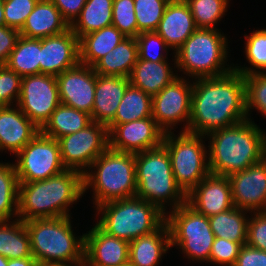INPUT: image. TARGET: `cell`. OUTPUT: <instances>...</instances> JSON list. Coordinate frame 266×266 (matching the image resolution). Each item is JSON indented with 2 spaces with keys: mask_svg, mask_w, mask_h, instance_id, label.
Returning <instances> with one entry per match:
<instances>
[{
  "mask_svg": "<svg viewBox=\"0 0 266 266\" xmlns=\"http://www.w3.org/2000/svg\"><path fill=\"white\" fill-rule=\"evenodd\" d=\"M152 117L131 121L122 124H109V148L126 153H138L159 147L163 144L165 131H163ZM111 133V134H110Z\"/></svg>",
  "mask_w": 266,
  "mask_h": 266,
  "instance_id": "14",
  "label": "cell"
},
{
  "mask_svg": "<svg viewBox=\"0 0 266 266\" xmlns=\"http://www.w3.org/2000/svg\"><path fill=\"white\" fill-rule=\"evenodd\" d=\"M234 266H266V251L245 244L240 248Z\"/></svg>",
  "mask_w": 266,
  "mask_h": 266,
  "instance_id": "47",
  "label": "cell"
},
{
  "mask_svg": "<svg viewBox=\"0 0 266 266\" xmlns=\"http://www.w3.org/2000/svg\"><path fill=\"white\" fill-rule=\"evenodd\" d=\"M84 266H121L129 261V242L108 235L97 225L84 235Z\"/></svg>",
  "mask_w": 266,
  "mask_h": 266,
  "instance_id": "20",
  "label": "cell"
},
{
  "mask_svg": "<svg viewBox=\"0 0 266 266\" xmlns=\"http://www.w3.org/2000/svg\"><path fill=\"white\" fill-rule=\"evenodd\" d=\"M187 85L175 78L152 97V118L163 131L161 124L170 125L184 118L190 120L193 87Z\"/></svg>",
  "mask_w": 266,
  "mask_h": 266,
  "instance_id": "18",
  "label": "cell"
},
{
  "mask_svg": "<svg viewBox=\"0 0 266 266\" xmlns=\"http://www.w3.org/2000/svg\"><path fill=\"white\" fill-rule=\"evenodd\" d=\"M78 63L56 76L62 104L92 113L97 73L93 67Z\"/></svg>",
  "mask_w": 266,
  "mask_h": 266,
  "instance_id": "15",
  "label": "cell"
},
{
  "mask_svg": "<svg viewBox=\"0 0 266 266\" xmlns=\"http://www.w3.org/2000/svg\"><path fill=\"white\" fill-rule=\"evenodd\" d=\"M18 195L19 181L15 166L0 164V221L9 219L13 203L17 206L15 214H18Z\"/></svg>",
  "mask_w": 266,
  "mask_h": 266,
  "instance_id": "35",
  "label": "cell"
},
{
  "mask_svg": "<svg viewBox=\"0 0 266 266\" xmlns=\"http://www.w3.org/2000/svg\"><path fill=\"white\" fill-rule=\"evenodd\" d=\"M84 173L66 169L45 180L19 183L18 215H26L20 220L67 217V205L84 193Z\"/></svg>",
  "mask_w": 266,
  "mask_h": 266,
  "instance_id": "2",
  "label": "cell"
},
{
  "mask_svg": "<svg viewBox=\"0 0 266 266\" xmlns=\"http://www.w3.org/2000/svg\"><path fill=\"white\" fill-rule=\"evenodd\" d=\"M68 218L69 216L25 221L36 262L69 266L64 261H73L84 266V235L80 240H75Z\"/></svg>",
  "mask_w": 266,
  "mask_h": 266,
  "instance_id": "4",
  "label": "cell"
},
{
  "mask_svg": "<svg viewBox=\"0 0 266 266\" xmlns=\"http://www.w3.org/2000/svg\"><path fill=\"white\" fill-rule=\"evenodd\" d=\"M34 266H63L60 264H51V263H41V262H36Z\"/></svg>",
  "mask_w": 266,
  "mask_h": 266,
  "instance_id": "51",
  "label": "cell"
},
{
  "mask_svg": "<svg viewBox=\"0 0 266 266\" xmlns=\"http://www.w3.org/2000/svg\"><path fill=\"white\" fill-rule=\"evenodd\" d=\"M2 223L5 221H0V255L7 259L33 257L25 222L19 219L11 227Z\"/></svg>",
  "mask_w": 266,
  "mask_h": 266,
  "instance_id": "33",
  "label": "cell"
},
{
  "mask_svg": "<svg viewBox=\"0 0 266 266\" xmlns=\"http://www.w3.org/2000/svg\"><path fill=\"white\" fill-rule=\"evenodd\" d=\"M114 0H87L79 15L78 24L70 25L72 32L80 39L83 35L112 25Z\"/></svg>",
  "mask_w": 266,
  "mask_h": 266,
  "instance_id": "30",
  "label": "cell"
},
{
  "mask_svg": "<svg viewBox=\"0 0 266 266\" xmlns=\"http://www.w3.org/2000/svg\"><path fill=\"white\" fill-rule=\"evenodd\" d=\"M264 159L266 160V144H265V147H264Z\"/></svg>",
  "mask_w": 266,
  "mask_h": 266,
  "instance_id": "53",
  "label": "cell"
},
{
  "mask_svg": "<svg viewBox=\"0 0 266 266\" xmlns=\"http://www.w3.org/2000/svg\"><path fill=\"white\" fill-rule=\"evenodd\" d=\"M225 40L213 28H197L177 50L176 64L200 78L225 75L232 70H217L226 56Z\"/></svg>",
  "mask_w": 266,
  "mask_h": 266,
  "instance_id": "8",
  "label": "cell"
},
{
  "mask_svg": "<svg viewBox=\"0 0 266 266\" xmlns=\"http://www.w3.org/2000/svg\"><path fill=\"white\" fill-rule=\"evenodd\" d=\"M186 203L206 217L228 211L234 207L229 178L210 173L186 195Z\"/></svg>",
  "mask_w": 266,
  "mask_h": 266,
  "instance_id": "16",
  "label": "cell"
},
{
  "mask_svg": "<svg viewBox=\"0 0 266 266\" xmlns=\"http://www.w3.org/2000/svg\"><path fill=\"white\" fill-rule=\"evenodd\" d=\"M125 38L113 25L83 35L79 39V63L93 67Z\"/></svg>",
  "mask_w": 266,
  "mask_h": 266,
  "instance_id": "27",
  "label": "cell"
},
{
  "mask_svg": "<svg viewBox=\"0 0 266 266\" xmlns=\"http://www.w3.org/2000/svg\"><path fill=\"white\" fill-rule=\"evenodd\" d=\"M40 73L57 76L79 63V39L67 31L40 39Z\"/></svg>",
  "mask_w": 266,
  "mask_h": 266,
  "instance_id": "17",
  "label": "cell"
},
{
  "mask_svg": "<svg viewBox=\"0 0 266 266\" xmlns=\"http://www.w3.org/2000/svg\"><path fill=\"white\" fill-rule=\"evenodd\" d=\"M40 39L20 36L6 66L21 77L40 74Z\"/></svg>",
  "mask_w": 266,
  "mask_h": 266,
  "instance_id": "31",
  "label": "cell"
},
{
  "mask_svg": "<svg viewBox=\"0 0 266 266\" xmlns=\"http://www.w3.org/2000/svg\"><path fill=\"white\" fill-rule=\"evenodd\" d=\"M196 29L189 5L184 0L167 4L156 32L168 46L178 50Z\"/></svg>",
  "mask_w": 266,
  "mask_h": 266,
  "instance_id": "23",
  "label": "cell"
},
{
  "mask_svg": "<svg viewBox=\"0 0 266 266\" xmlns=\"http://www.w3.org/2000/svg\"><path fill=\"white\" fill-rule=\"evenodd\" d=\"M112 25L125 37L138 36V24L134 10V0H114L112 8Z\"/></svg>",
  "mask_w": 266,
  "mask_h": 266,
  "instance_id": "39",
  "label": "cell"
},
{
  "mask_svg": "<svg viewBox=\"0 0 266 266\" xmlns=\"http://www.w3.org/2000/svg\"><path fill=\"white\" fill-rule=\"evenodd\" d=\"M168 3L167 0H134L138 35L156 31Z\"/></svg>",
  "mask_w": 266,
  "mask_h": 266,
  "instance_id": "36",
  "label": "cell"
},
{
  "mask_svg": "<svg viewBox=\"0 0 266 266\" xmlns=\"http://www.w3.org/2000/svg\"><path fill=\"white\" fill-rule=\"evenodd\" d=\"M98 172L92 176L84 173V192L94 183L98 206L121 199L135 197L137 185L135 174V154L107 148L93 163Z\"/></svg>",
  "mask_w": 266,
  "mask_h": 266,
  "instance_id": "7",
  "label": "cell"
},
{
  "mask_svg": "<svg viewBox=\"0 0 266 266\" xmlns=\"http://www.w3.org/2000/svg\"><path fill=\"white\" fill-rule=\"evenodd\" d=\"M19 37L20 31L5 25L0 26V65L6 64Z\"/></svg>",
  "mask_w": 266,
  "mask_h": 266,
  "instance_id": "46",
  "label": "cell"
},
{
  "mask_svg": "<svg viewBox=\"0 0 266 266\" xmlns=\"http://www.w3.org/2000/svg\"><path fill=\"white\" fill-rule=\"evenodd\" d=\"M40 129L20 110L0 106V149L18 154Z\"/></svg>",
  "mask_w": 266,
  "mask_h": 266,
  "instance_id": "22",
  "label": "cell"
},
{
  "mask_svg": "<svg viewBox=\"0 0 266 266\" xmlns=\"http://www.w3.org/2000/svg\"><path fill=\"white\" fill-rule=\"evenodd\" d=\"M185 2L189 5L197 28L206 29L213 27L227 6V0H185Z\"/></svg>",
  "mask_w": 266,
  "mask_h": 266,
  "instance_id": "37",
  "label": "cell"
},
{
  "mask_svg": "<svg viewBox=\"0 0 266 266\" xmlns=\"http://www.w3.org/2000/svg\"><path fill=\"white\" fill-rule=\"evenodd\" d=\"M8 259L0 255V266H7Z\"/></svg>",
  "mask_w": 266,
  "mask_h": 266,
  "instance_id": "52",
  "label": "cell"
},
{
  "mask_svg": "<svg viewBox=\"0 0 266 266\" xmlns=\"http://www.w3.org/2000/svg\"><path fill=\"white\" fill-rule=\"evenodd\" d=\"M60 11L62 17L69 25L73 23L72 18L80 15L82 8L87 0H50Z\"/></svg>",
  "mask_w": 266,
  "mask_h": 266,
  "instance_id": "48",
  "label": "cell"
},
{
  "mask_svg": "<svg viewBox=\"0 0 266 266\" xmlns=\"http://www.w3.org/2000/svg\"><path fill=\"white\" fill-rule=\"evenodd\" d=\"M60 153L65 169L77 170V167L92 163L109 147L107 126L91 122L80 131L58 139Z\"/></svg>",
  "mask_w": 266,
  "mask_h": 266,
  "instance_id": "13",
  "label": "cell"
},
{
  "mask_svg": "<svg viewBox=\"0 0 266 266\" xmlns=\"http://www.w3.org/2000/svg\"><path fill=\"white\" fill-rule=\"evenodd\" d=\"M241 247L242 245L238 242L215 237L209 260L234 266Z\"/></svg>",
  "mask_w": 266,
  "mask_h": 266,
  "instance_id": "42",
  "label": "cell"
},
{
  "mask_svg": "<svg viewBox=\"0 0 266 266\" xmlns=\"http://www.w3.org/2000/svg\"><path fill=\"white\" fill-rule=\"evenodd\" d=\"M170 135L165 133L163 145L169 154L176 184L187 195L210 174L209 164L204 162L205 150L198 134L184 131L176 140Z\"/></svg>",
  "mask_w": 266,
  "mask_h": 266,
  "instance_id": "9",
  "label": "cell"
},
{
  "mask_svg": "<svg viewBox=\"0 0 266 266\" xmlns=\"http://www.w3.org/2000/svg\"><path fill=\"white\" fill-rule=\"evenodd\" d=\"M130 84L128 77L101 76L97 74L91 120L108 126Z\"/></svg>",
  "mask_w": 266,
  "mask_h": 266,
  "instance_id": "21",
  "label": "cell"
},
{
  "mask_svg": "<svg viewBox=\"0 0 266 266\" xmlns=\"http://www.w3.org/2000/svg\"><path fill=\"white\" fill-rule=\"evenodd\" d=\"M257 214L248 222L246 244L266 251V211Z\"/></svg>",
  "mask_w": 266,
  "mask_h": 266,
  "instance_id": "45",
  "label": "cell"
},
{
  "mask_svg": "<svg viewBox=\"0 0 266 266\" xmlns=\"http://www.w3.org/2000/svg\"><path fill=\"white\" fill-rule=\"evenodd\" d=\"M38 0H4L5 26L20 31Z\"/></svg>",
  "mask_w": 266,
  "mask_h": 266,
  "instance_id": "40",
  "label": "cell"
},
{
  "mask_svg": "<svg viewBox=\"0 0 266 266\" xmlns=\"http://www.w3.org/2000/svg\"><path fill=\"white\" fill-rule=\"evenodd\" d=\"M168 2H177V1H184V0H167Z\"/></svg>",
  "mask_w": 266,
  "mask_h": 266,
  "instance_id": "55",
  "label": "cell"
},
{
  "mask_svg": "<svg viewBox=\"0 0 266 266\" xmlns=\"http://www.w3.org/2000/svg\"><path fill=\"white\" fill-rule=\"evenodd\" d=\"M35 263L34 257L8 259L7 266H34Z\"/></svg>",
  "mask_w": 266,
  "mask_h": 266,
  "instance_id": "49",
  "label": "cell"
},
{
  "mask_svg": "<svg viewBox=\"0 0 266 266\" xmlns=\"http://www.w3.org/2000/svg\"><path fill=\"white\" fill-rule=\"evenodd\" d=\"M99 207L105 209V214L97 226L108 235L128 242L151 233L166 220L159 207L138 197L110 201Z\"/></svg>",
  "mask_w": 266,
  "mask_h": 266,
  "instance_id": "5",
  "label": "cell"
},
{
  "mask_svg": "<svg viewBox=\"0 0 266 266\" xmlns=\"http://www.w3.org/2000/svg\"><path fill=\"white\" fill-rule=\"evenodd\" d=\"M4 0H0V26L5 25V18H4Z\"/></svg>",
  "mask_w": 266,
  "mask_h": 266,
  "instance_id": "50",
  "label": "cell"
},
{
  "mask_svg": "<svg viewBox=\"0 0 266 266\" xmlns=\"http://www.w3.org/2000/svg\"><path fill=\"white\" fill-rule=\"evenodd\" d=\"M69 28L68 22L50 0H38L20 30V36L42 39L63 33Z\"/></svg>",
  "mask_w": 266,
  "mask_h": 266,
  "instance_id": "24",
  "label": "cell"
},
{
  "mask_svg": "<svg viewBox=\"0 0 266 266\" xmlns=\"http://www.w3.org/2000/svg\"><path fill=\"white\" fill-rule=\"evenodd\" d=\"M135 174L137 185L135 197L156 205L162 211L164 206L161 204L164 198H174L179 195L175 208L186 203V194L176 184L171 160L163 144L135 153Z\"/></svg>",
  "mask_w": 266,
  "mask_h": 266,
  "instance_id": "6",
  "label": "cell"
},
{
  "mask_svg": "<svg viewBox=\"0 0 266 266\" xmlns=\"http://www.w3.org/2000/svg\"><path fill=\"white\" fill-rule=\"evenodd\" d=\"M147 117H152V97L130 83L110 124L129 123Z\"/></svg>",
  "mask_w": 266,
  "mask_h": 266,
  "instance_id": "32",
  "label": "cell"
},
{
  "mask_svg": "<svg viewBox=\"0 0 266 266\" xmlns=\"http://www.w3.org/2000/svg\"><path fill=\"white\" fill-rule=\"evenodd\" d=\"M246 56L251 65L266 69V30H259L246 37Z\"/></svg>",
  "mask_w": 266,
  "mask_h": 266,
  "instance_id": "43",
  "label": "cell"
},
{
  "mask_svg": "<svg viewBox=\"0 0 266 266\" xmlns=\"http://www.w3.org/2000/svg\"><path fill=\"white\" fill-rule=\"evenodd\" d=\"M22 77L6 65H0V106L10 105L11 99L16 94L19 99Z\"/></svg>",
  "mask_w": 266,
  "mask_h": 266,
  "instance_id": "41",
  "label": "cell"
},
{
  "mask_svg": "<svg viewBox=\"0 0 266 266\" xmlns=\"http://www.w3.org/2000/svg\"><path fill=\"white\" fill-rule=\"evenodd\" d=\"M166 221L170 229L171 245L180 244L190 257L209 260L215 235L208 217L185 203L177 207Z\"/></svg>",
  "mask_w": 266,
  "mask_h": 266,
  "instance_id": "10",
  "label": "cell"
},
{
  "mask_svg": "<svg viewBox=\"0 0 266 266\" xmlns=\"http://www.w3.org/2000/svg\"><path fill=\"white\" fill-rule=\"evenodd\" d=\"M175 78L177 77L171 74L165 61L152 62L139 58L129 77L133 86L138 87L151 97L157 95Z\"/></svg>",
  "mask_w": 266,
  "mask_h": 266,
  "instance_id": "28",
  "label": "cell"
},
{
  "mask_svg": "<svg viewBox=\"0 0 266 266\" xmlns=\"http://www.w3.org/2000/svg\"><path fill=\"white\" fill-rule=\"evenodd\" d=\"M19 183L45 180L65 171L58 140L39 132L18 154Z\"/></svg>",
  "mask_w": 266,
  "mask_h": 266,
  "instance_id": "11",
  "label": "cell"
},
{
  "mask_svg": "<svg viewBox=\"0 0 266 266\" xmlns=\"http://www.w3.org/2000/svg\"><path fill=\"white\" fill-rule=\"evenodd\" d=\"M212 133L208 161L211 174L228 177L264 158L266 136L252 122L244 120Z\"/></svg>",
  "mask_w": 266,
  "mask_h": 266,
  "instance_id": "3",
  "label": "cell"
},
{
  "mask_svg": "<svg viewBox=\"0 0 266 266\" xmlns=\"http://www.w3.org/2000/svg\"><path fill=\"white\" fill-rule=\"evenodd\" d=\"M228 178L235 207L240 210L241 208L256 210L260 207L263 209L264 206V211H266V160L264 158Z\"/></svg>",
  "mask_w": 266,
  "mask_h": 266,
  "instance_id": "19",
  "label": "cell"
},
{
  "mask_svg": "<svg viewBox=\"0 0 266 266\" xmlns=\"http://www.w3.org/2000/svg\"><path fill=\"white\" fill-rule=\"evenodd\" d=\"M137 47H138V58L143 60H148L152 62H160L163 60V56L160 54H152L150 48L155 45H161L162 47L168 46L164 39L156 32H142L136 37ZM159 43V44H158Z\"/></svg>",
  "mask_w": 266,
  "mask_h": 266,
  "instance_id": "44",
  "label": "cell"
},
{
  "mask_svg": "<svg viewBox=\"0 0 266 266\" xmlns=\"http://www.w3.org/2000/svg\"><path fill=\"white\" fill-rule=\"evenodd\" d=\"M121 266H134V265H132L131 263L128 262V263L121 265Z\"/></svg>",
  "mask_w": 266,
  "mask_h": 266,
  "instance_id": "54",
  "label": "cell"
},
{
  "mask_svg": "<svg viewBox=\"0 0 266 266\" xmlns=\"http://www.w3.org/2000/svg\"><path fill=\"white\" fill-rule=\"evenodd\" d=\"M241 215L239 208L234 206L228 211L209 216V224L215 237L245 245L248 222Z\"/></svg>",
  "mask_w": 266,
  "mask_h": 266,
  "instance_id": "34",
  "label": "cell"
},
{
  "mask_svg": "<svg viewBox=\"0 0 266 266\" xmlns=\"http://www.w3.org/2000/svg\"><path fill=\"white\" fill-rule=\"evenodd\" d=\"M244 76L246 87V111L255 106L266 115V74L256 73L248 69H233Z\"/></svg>",
  "mask_w": 266,
  "mask_h": 266,
  "instance_id": "38",
  "label": "cell"
},
{
  "mask_svg": "<svg viewBox=\"0 0 266 266\" xmlns=\"http://www.w3.org/2000/svg\"><path fill=\"white\" fill-rule=\"evenodd\" d=\"M160 230H163L162 232L166 235V240H164L166 247L163 246L164 244L159 233ZM169 246H172L170 229L167 221H164L156 230L129 242L128 262L134 266H155L162 252L165 253L166 248H169Z\"/></svg>",
  "mask_w": 266,
  "mask_h": 266,
  "instance_id": "26",
  "label": "cell"
},
{
  "mask_svg": "<svg viewBox=\"0 0 266 266\" xmlns=\"http://www.w3.org/2000/svg\"><path fill=\"white\" fill-rule=\"evenodd\" d=\"M138 60L136 38L126 37L112 51L104 55L94 66L101 76L130 77Z\"/></svg>",
  "mask_w": 266,
  "mask_h": 266,
  "instance_id": "25",
  "label": "cell"
},
{
  "mask_svg": "<svg viewBox=\"0 0 266 266\" xmlns=\"http://www.w3.org/2000/svg\"><path fill=\"white\" fill-rule=\"evenodd\" d=\"M198 82L193 86L189 127L184 131L201 136L246 120L243 75L232 69L225 75L200 78Z\"/></svg>",
  "mask_w": 266,
  "mask_h": 266,
  "instance_id": "1",
  "label": "cell"
},
{
  "mask_svg": "<svg viewBox=\"0 0 266 266\" xmlns=\"http://www.w3.org/2000/svg\"><path fill=\"white\" fill-rule=\"evenodd\" d=\"M92 122L90 114L60 103L40 132L58 140L84 129Z\"/></svg>",
  "mask_w": 266,
  "mask_h": 266,
  "instance_id": "29",
  "label": "cell"
},
{
  "mask_svg": "<svg viewBox=\"0 0 266 266\" xmlns=\"http://www.w3.org/2000/svg\"><path fill=\"white\" fill-rule=\"evenodd\" d=\"M60 103L56 76L40 73L22 77L19 110L39 129L45 125Z\"/></svg>",
  "mask_w": 266,
  "mask_h": 266,
  "instance_id": "12",
  "label": "cell"
}]
</instances>
